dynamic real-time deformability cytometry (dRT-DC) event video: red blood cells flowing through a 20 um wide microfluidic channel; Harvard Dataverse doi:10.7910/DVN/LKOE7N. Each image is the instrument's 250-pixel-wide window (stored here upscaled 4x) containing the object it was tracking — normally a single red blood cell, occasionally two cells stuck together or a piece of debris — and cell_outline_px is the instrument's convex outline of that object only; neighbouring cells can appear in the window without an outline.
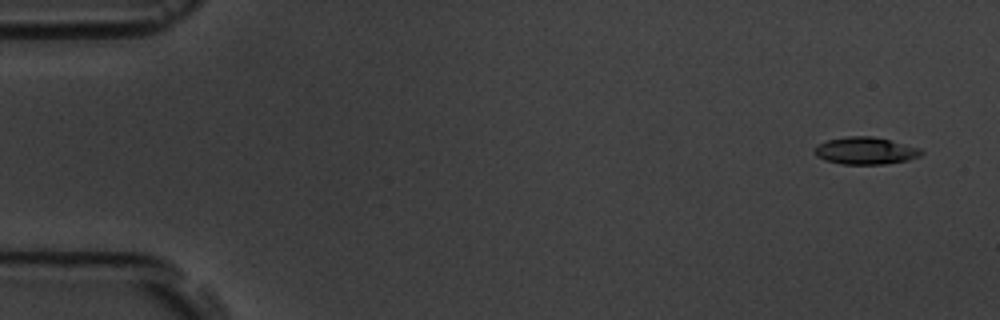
{"species": "common noctule bat (a hibernating species)", "species_latin": "Nyctalus noctula", "temperature_condition": "room temperature", "stored_images_in_passage": 5, "camera_frame_rate_fps": 3000, "um_per_image_px": 0.085, "animal": {"sex": "male", "body_mass_g": 19.5, "forearm_length_mm": 54.6}, "frame": {"image": 1, "passage_image": 1, "time_ms": 0.0, "image_size_px": [1000, 320], "cell_outline_px": [[924, 152], [920, 156], [908, 160], [884, 164], [840, 164], [824, 160], [816, 156], [812, 152], [812, 148], [816, 144], [828, 140], [848, 136], [872, 136], [920, 148]], "centroid_in_image_um": [73.5, 12.82], "position_along_channel_um": 11.5, "area_um2": 17.05}}
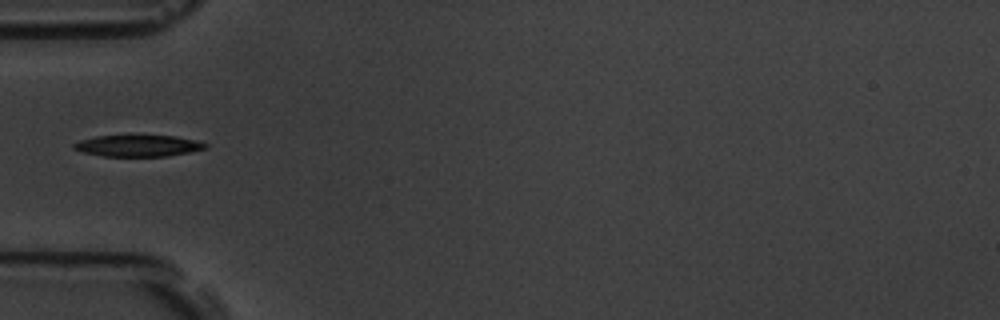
{"frame": {"image": 2, "passage_image": 5, "time_ms": 5.333, "image_size_px": [1000, 320], "cell_outline_px": [[208, 144], [204, 148], [188, 152], [168, 156], [104, 156], [84, 152], [72, 148], [72, 144], [80, 140], [96, 136], [176, 136], [196, 140]], "centroid_in_image_um": [11.71, 12.39], "position_along_channel_um": 73.3, "area_um2": 16.18}}